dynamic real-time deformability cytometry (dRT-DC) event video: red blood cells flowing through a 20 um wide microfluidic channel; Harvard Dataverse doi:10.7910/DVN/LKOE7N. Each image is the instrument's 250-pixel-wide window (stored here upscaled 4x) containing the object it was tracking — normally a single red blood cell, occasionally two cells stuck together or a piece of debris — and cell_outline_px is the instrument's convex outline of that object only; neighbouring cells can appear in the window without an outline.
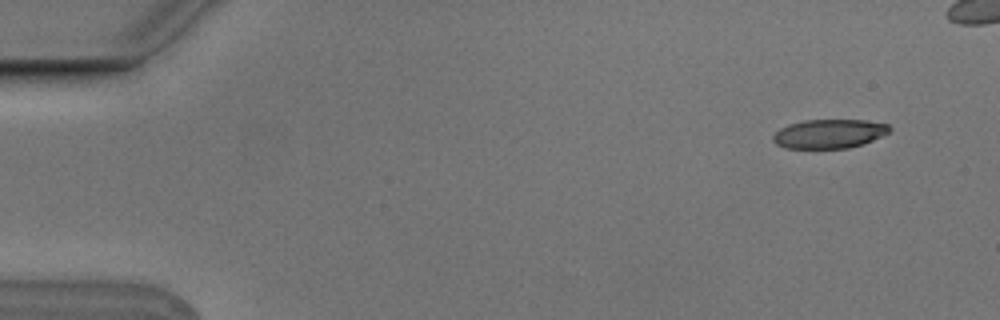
{"species": "Egyptian fruit bat (a non-hibernating species)", "species_latin": "Rousettus aegyptiacus", "temperature_condition": "cold", "stored_images_in_passage": 6, "segment_of_instrument_passage": [2, 2], "camera_frame_rate_fps": 3000, "um_per_image_px": 0.085, "animal": {"sex": "male"}, "frame": {"image": 1, "passage_image": 6, "time_ms": 1.667, "image_size_px": [1000, 320], "cell_outline_px": [[892, 128], [888, 132], [864, 144], [848, 148], [784, 148], [776, 144], [772, 140], [772, 136], [780, 128], [788, 124], [804, 120], [864, 120], [888, 124]], "centroid_in_image_um": [70.45, 11.37], "position_along_channel_um": 14.5, "area_um2": 19.71}}